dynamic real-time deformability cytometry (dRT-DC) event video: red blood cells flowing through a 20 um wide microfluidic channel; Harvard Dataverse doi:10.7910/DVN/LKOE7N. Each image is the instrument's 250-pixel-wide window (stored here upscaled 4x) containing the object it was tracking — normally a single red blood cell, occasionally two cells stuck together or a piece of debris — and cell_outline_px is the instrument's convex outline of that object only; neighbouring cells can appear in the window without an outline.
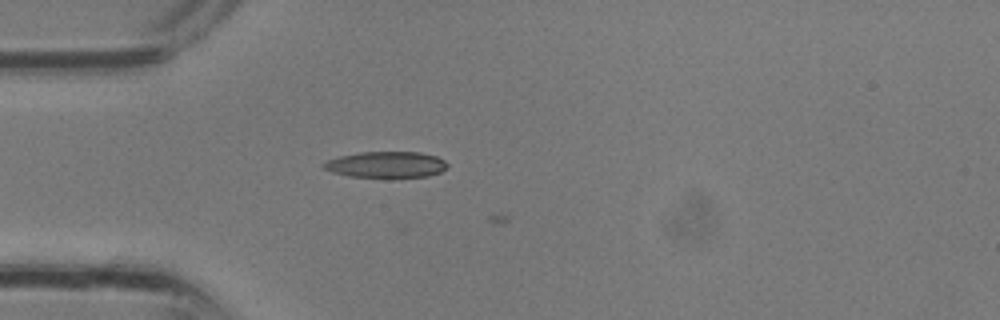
{"species": "common noctule bat (a hibernating species)", "species_latin": "Nyctalus noctula", "temperature_condition": "room temperature", "stored_images_in_passage": 7, "camera_frame_rate_fps": 3000, "um_per_image_px": 0.085, "animal": {"sex": "male", "body_mass_g": 13.3}, "frame": {"image": 1, "passage_image": 6, "time_ms": 1.667, "image_size_px": [1000, 320], "cell_outline_px": [[448, 168], [440, 172], [428, 176], [348, 176], [332, 172], [324, 168], [320, 164], [328, 160], [340, 156], [360, 152], [420, 152], [436, 156], [444, 160], [448, 164]], "centroid_in_image_um": [32.83, 13.97], "position_along_channel_um": 52.2, "area_um2": 18.55}}